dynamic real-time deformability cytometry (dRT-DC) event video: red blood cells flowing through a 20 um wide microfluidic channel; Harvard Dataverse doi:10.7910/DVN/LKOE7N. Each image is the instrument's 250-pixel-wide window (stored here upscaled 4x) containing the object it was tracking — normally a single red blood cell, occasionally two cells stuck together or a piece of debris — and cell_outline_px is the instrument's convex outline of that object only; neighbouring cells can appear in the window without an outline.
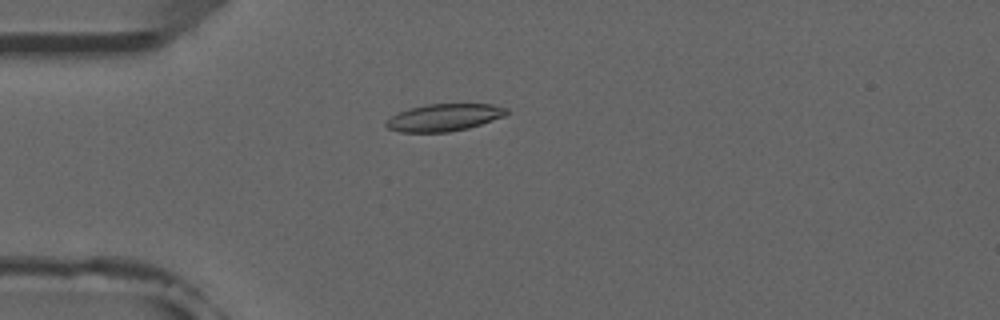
{"species": "common noctule bat (a hibernating species)", "species_latin": "Nyctalus noctula", "temperature_condition": "room temperature", "stored_images_in_passage": 5, "camera_frame_rate_fps": 3000, "um_per_image_px": 0.085, "animal": {"sex": "male", "forearm_length_mm": 52.5}, "frame": {"image": 1, "passage_image": 4, "time_ms": 3.667, "image_size_px": [1000, 320], "cell_outline_px": [[508, 112], [504, 116], [468, 128], [448, 132], [400, 132], [388, 128], [384, 124], [392, 116], [408, 108], [428, 104], [492, 104], [508, 108]], "centroid_in_image_um": [37.75, 9.98], "position_along_channel_um": 47.2, "area_um2": 18.96}}